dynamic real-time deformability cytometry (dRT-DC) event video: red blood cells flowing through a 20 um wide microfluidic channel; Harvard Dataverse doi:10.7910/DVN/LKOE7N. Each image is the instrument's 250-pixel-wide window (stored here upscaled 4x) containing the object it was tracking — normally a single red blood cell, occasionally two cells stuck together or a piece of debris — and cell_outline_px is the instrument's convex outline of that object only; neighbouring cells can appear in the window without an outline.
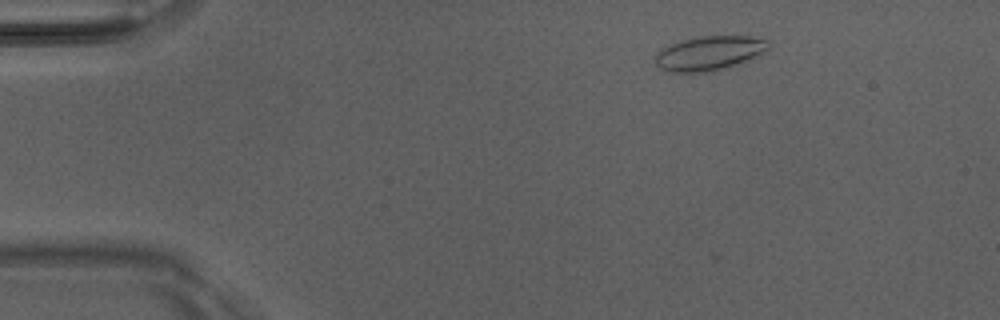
{"species": "Egyptian fruit bat (a non-hibernating species)", "species_latin": "Rousettus aegyptiacus", "temperature_condition": "room temperature", "stored_images_in_passage": 50, "camera_frame_rate_fps": 3000, "um_per_image_px": 0.085, "animal": {"sex": "male"}, "frame": {"image": 1, "passage_image": 7, "time_ms": 2.0, "image_size_px": [1000, 320], "cell_outline_px": [[772, 40], [768, 52], [728, 68], [704, 72], [668, 72], [660, 68], [656, 64], [656, 56], [664, 48], [680, 40], [700, 36], [748, 36]], "centroid_in_image_um": [60.39, 4.52], "position_along_channel_um": 24.6, "area_um2": 22.83}}
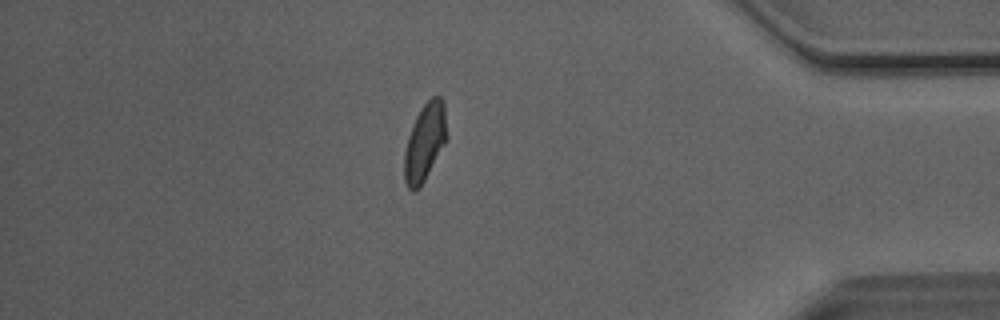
{"frame": {"image": 2, "passage_image": 43, "time_ms": 14.0, "image_size_px": [1000, 320], "cell_outline_px": [[448, 136], [444, 144], [420, 188], [412, 192], [408, 188], [404, 180], [404, 152], [408, 136], [412, 124], [420, 108], [432, 96], [440, 96], [444, 100]], "centroid_in_image_um": [36.11, 12.06], "position_along_channel_um": 399.1, "area_um2": 19.36}}
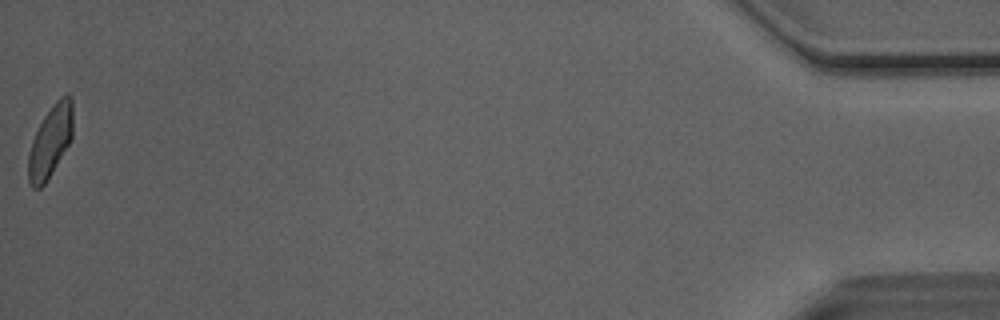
{"frame": {"image": 3, "passage_image": 50, "time_ms": 16.333, "image_size_px": [1000, 320], "cell_outline_px": [[72, 140], [44, 184], [40, 188], [32, 188], [28, 180], [28, 156], [32, 140], [44, 116], [52, 104], [64, 92], [72, 96]], "centroid_in_image_um": [4.29, 11.97], "position_along_channel_um": 430.9, "area_um2": 18.67}, "authors_computed_cell_mechanics": {"area_um2": 19.2185, "velocity_mm_per_s": 4.0752, "shape_relaxation_time_tau1_ms": 5.1147, "shape_relaxation_time_tau2_ms": 1.715, "deformation_change_tau1": 0.1409, "deformation_change_tau2": 0.0778}}